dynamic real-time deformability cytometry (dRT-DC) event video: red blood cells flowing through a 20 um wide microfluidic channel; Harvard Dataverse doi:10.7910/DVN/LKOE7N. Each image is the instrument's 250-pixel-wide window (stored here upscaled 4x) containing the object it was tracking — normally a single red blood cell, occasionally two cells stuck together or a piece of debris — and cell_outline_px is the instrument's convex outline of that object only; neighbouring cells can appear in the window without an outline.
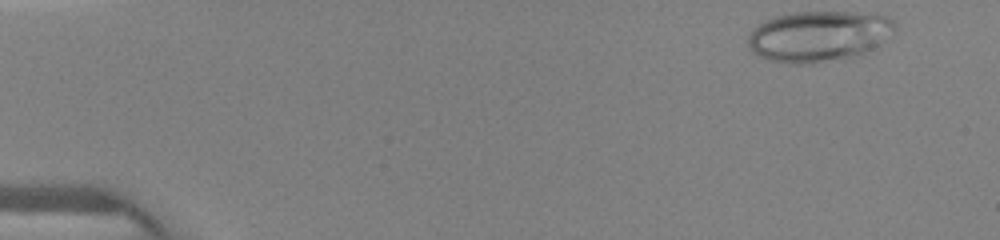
{"species": "human", "species_latin": "Homo sapiens", "temperature_condition": "warm", "stored_images_in_passage": 23, "camera_frame_rate_fps": 3000, "um_per_image_px": 0.085, "donor": {"sex": "female"}, "frame": {"image": 1, "passage_image": 1, "time_ms": 0.0, "image_size_px": [1000, 240], "cell_outline_px": [[896, 28], [892, 36], [880, 44], [860, 52], [812, 64], [792, 64], [772, 60], [760, 56], [752, 52], [748, 48], [748, 36], [760, 24], [776, 16], [796, 12], [852, 12], [884, 16], [892, 20], [896, 24]], "centroid_in_image_um": [69.57, 3.06], "position_along_channel_um": 15.4, "area_um2": 42.54}}
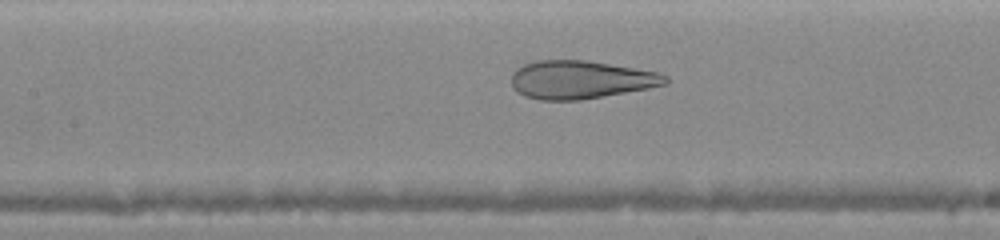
{"frame": {"image": 2, "passage_image": 18, "time_ms": 6.0, "image_size_px": [1000, 240], "cell_outline_px": [[668, 84], [648, 88], [580, 100], [540, 100], [524, 96], [512, 88], [512, 72], [516, 68], [524, 64], [536, 60], [584, 60], [660, 72], [668, 76]], "centroid_in_image_um": [49.34, 6.77], "position_along_channel_um": 158.1, "area_um2": 34.28}}